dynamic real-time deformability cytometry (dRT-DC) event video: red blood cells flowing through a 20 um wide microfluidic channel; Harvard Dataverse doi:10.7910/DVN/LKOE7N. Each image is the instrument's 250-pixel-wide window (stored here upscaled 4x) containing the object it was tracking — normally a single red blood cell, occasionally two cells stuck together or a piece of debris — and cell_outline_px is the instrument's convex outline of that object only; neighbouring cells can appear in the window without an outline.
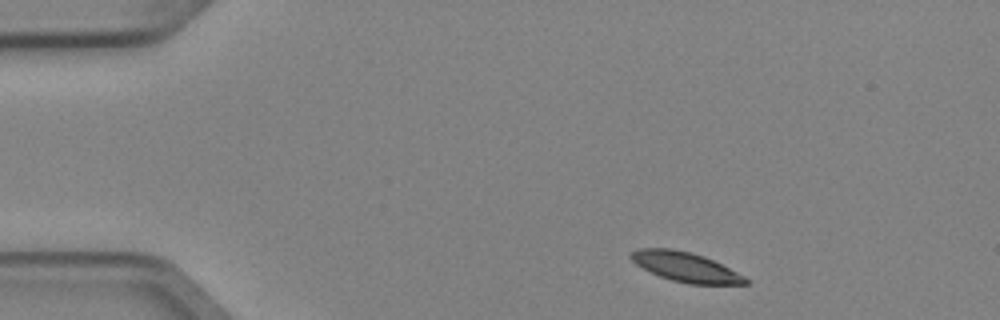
{"species": "Egyptian fruit bat (a non-hibernating species)", "species_latin": "Rousettus aegyptiacus", "temperature_condition": "cold", "stored_images_in_passage": 5, "segment_of_instrument_passage": [2, 2], "camera_frame_rate_fps": 3000, "um_per_image_px": 0.085, "animal": {"sex": "female"}, "frame": {"image": 1, "passage_image": 5, "time_ms": 1.333, "image_size_px": [1000, 320], "cell_outline_px": [[748, 284], [688, 284], [672, 280], [660, 276], [636, 264], [628, 256], [632, 252], [640, 248], [672, 248], [692, 252], [704, 256], [744, 276], [748, 280]], "centroid_in_image_um": [58.25, 22.68], "position_along_channel_um": 26.7, "area_um2": 19.48}}